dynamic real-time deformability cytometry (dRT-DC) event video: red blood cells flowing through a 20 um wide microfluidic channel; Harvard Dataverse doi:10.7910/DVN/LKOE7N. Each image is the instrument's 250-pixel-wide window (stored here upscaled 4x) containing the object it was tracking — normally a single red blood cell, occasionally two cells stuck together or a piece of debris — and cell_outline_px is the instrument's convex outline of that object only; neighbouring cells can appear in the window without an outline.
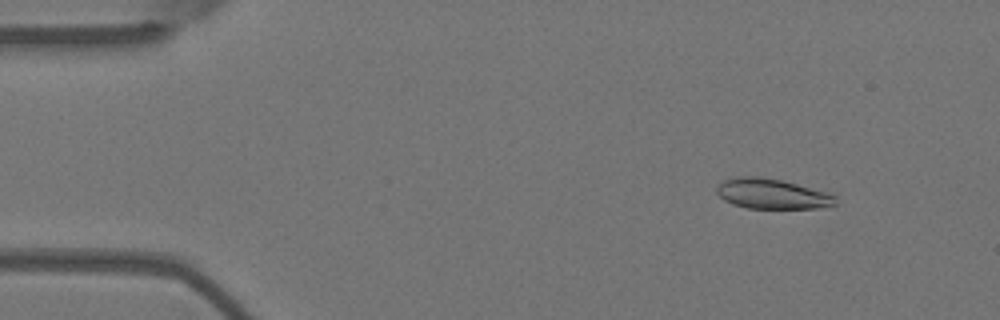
{"species": "Egyptian fruit bat (a non-hibernating species)", "species_latin": "Rousettus aegyptiacus", "temperature_condition": "warm", "stored_images_in_passage": 54, "camera_frame_rate_fps": 3000, "um_per_image_px": 0.085, "animal": {"sex": "female"}, "frame": {"image": 1, "passage_image": 5, "time_ms": 1.333, "image_size_px": [1000, 320], "cell_outline_px": [[836, 204], [816, 208], [748, 208], [732, 204], [724, 200], [716, 192], [716, 188], [724, 180], [736, 176], [760, 176], [780, 180], [828, 192], [836, 196]], "centroid_in_image_um": [65.6, 16.47], "position_along_channel_um": 19.4, "area_um2": 20.75}}
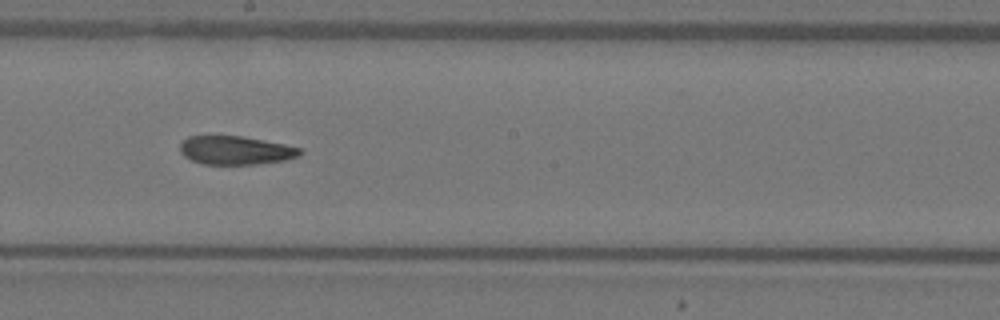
{"frame": {"image": 2, "passage_image": 29, "time_ms": 9.333, "image_size_px": [1000, 320], "cell_outline_px": [[304, 152], [300, 156], [284, 160], [256, 164], [204, 164], [192, 160], [184, 156], [180, 152], [180, 144], [188, 136], [240, 136], [284, 144], [304, 148]], "centroid_in_image_um": [20.06, 12.78], "position_along_channel_um": 228.1, "area_um2": 19.94}}
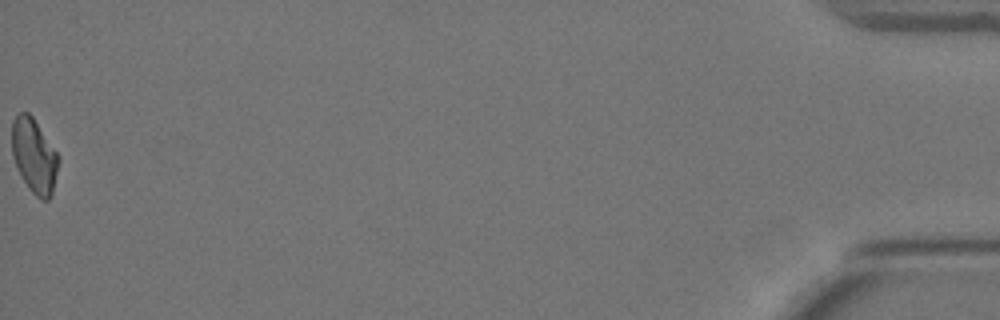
{"frame": {"image": 3, "passage_image": 54, "time_ms": 17.667, "image_size_px": [1000, 320], "cell_outline_px": [[60, 160], [52, 196], [48, 200], [40, 200], [28, 188], [20, 176], [12, 156], [12, 120], [20, 112], [28, 112], [32, 116], [56, 152]], "centroid_in_image_um": [2.9, 13.29], "position_along_channel_um": 432.3, "area_um2": 20.29}, "authors_computed_cell_mechanics": {"area_um2": 21.1837, "velocity_mm_per_s": 3.6843, "shape_relaxation_time_tau1_ms": null, "shape_relaxation_time_tau2_ms": 2.931, "deformation_change_tau1": null, "deformation_change_tau2": 0.0949}}